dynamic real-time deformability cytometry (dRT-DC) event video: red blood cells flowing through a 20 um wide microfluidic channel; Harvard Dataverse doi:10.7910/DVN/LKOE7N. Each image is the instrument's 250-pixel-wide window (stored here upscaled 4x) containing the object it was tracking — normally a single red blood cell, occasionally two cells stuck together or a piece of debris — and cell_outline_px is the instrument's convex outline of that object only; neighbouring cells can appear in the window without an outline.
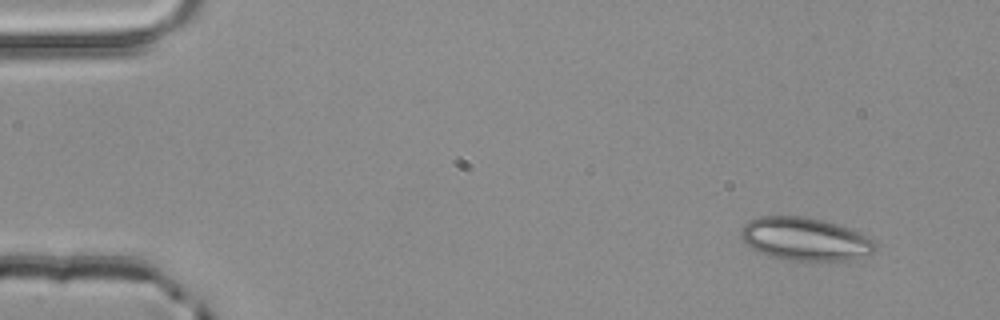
{"species": "common noctule bat (a hibernating species)", "species_latin": "Nyctalus noctula", "temperature_condition": "room temperature", "stored_images_in_passage": 3, "camera_frame_rate_fps": 3000, "um_per_image_px": 0.085, "animal": {"sex": "male", "body_mass_g": 20.4}, "frame": {"image": 1, "passage_image": 1, "time_ms": 0.0, "image_size_px": [1000, 320], "cell_outline_px": [[876, 248], [868, 256], [852, 260], [788, 260], [768, 256], [756, 252], [740, 236], [740, 228], [748, 220], [760, 216], [804, 216], [824, 220], [860, 232], [872, 240], [876, 244]], "centroid_in_image_um": [68.41, 20.32], "position_along_channel_um": 16.6, "area_um2": 33.87}}